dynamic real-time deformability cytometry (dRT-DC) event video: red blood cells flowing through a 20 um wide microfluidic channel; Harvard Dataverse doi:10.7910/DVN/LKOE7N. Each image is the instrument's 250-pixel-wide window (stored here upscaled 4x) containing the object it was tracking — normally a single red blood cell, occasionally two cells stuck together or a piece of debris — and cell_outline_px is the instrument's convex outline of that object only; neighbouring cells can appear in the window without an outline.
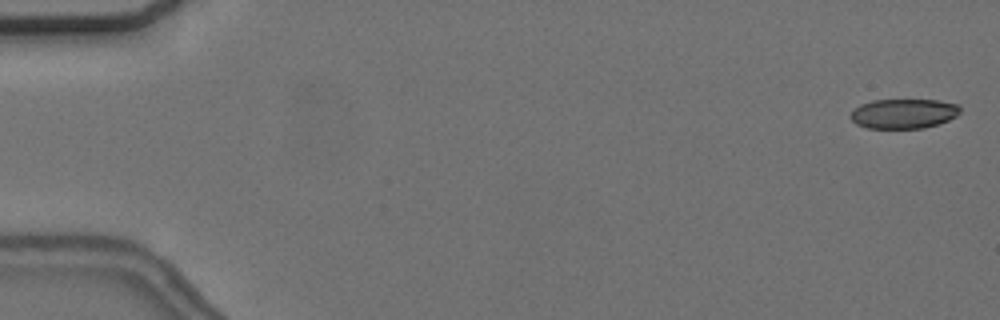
{"species": "common noctule bat (a hibernating species)", "species_latin": "Nyctalus noctula", "temperature_condition": "cold", "stored_images_in_passage": 10, "camera_frame_rate_fps": 3000, "um_per_image_px": 0.085, "animal": {"sex": "female", "body_mass_g": 24.6, "forearm_length_mm": 56.2}, "frame": {"image": 1, "passage_image": 2, "time_ms": 0.333, "image_size_px": [1000, 320], "cell_outline_px": [[960, 112], [956, 116], [948, 120], [924, 128], [868, 128], [856, 124], [848, 116], [860, 104], [872, 100], [936, 100], [960, 104]], "centroid_in_image_um": [76.8, 9.65], "position_along_channel_um": 8.2, "area_um2": 18.96}}